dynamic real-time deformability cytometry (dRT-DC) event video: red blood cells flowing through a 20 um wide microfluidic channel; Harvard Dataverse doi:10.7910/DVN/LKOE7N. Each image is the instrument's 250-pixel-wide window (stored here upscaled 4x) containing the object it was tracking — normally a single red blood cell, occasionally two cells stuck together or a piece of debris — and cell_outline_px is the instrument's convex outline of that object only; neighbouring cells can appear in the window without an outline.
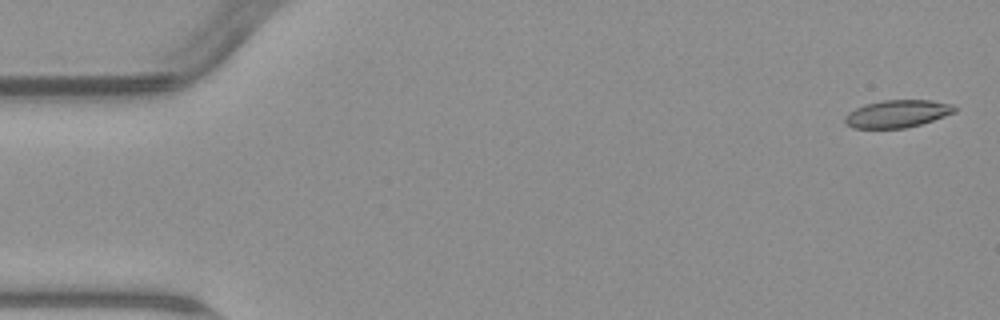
{"species": "common noctule bat (a hibernating species)", "species_latin": "Nyctalus noctula", "temperature_condition": "warm", "stored_images_in_passage": 6, "camera_frame_rate_fps": 3000, "um_per_image_px": 0.085, "animal": {"sex": "male", "body_mass_g": 23.1, "forearm_length_mm": 52.7}, "frame": {"image": 1, "passage_image": 1, "time_ms": 0.0, "image_size_px": [1000, 320], "cell_outline_px": [[960, 108], [956, 112], [920, 124], [904, 128], [852, 128], [844, 120], [844, 116], [848, 112], [864, 104], [884, 100], [932, 100], [952, 104]], "centroid_in_image_um": [76.29, 9.66], "position_along_channel_um": 8.7, "area_um2": 17.63}}
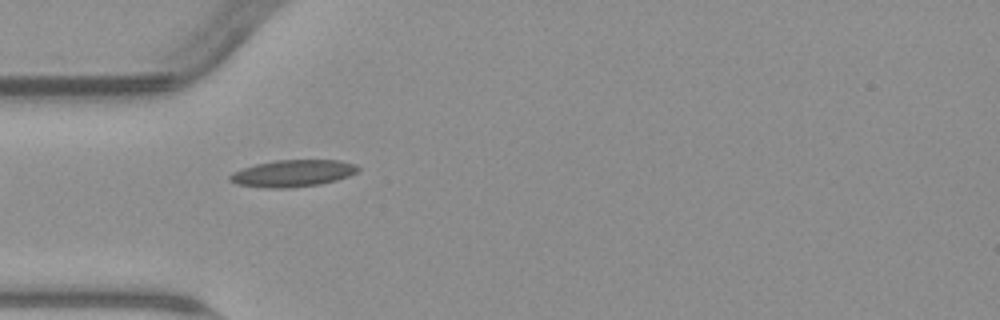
{"frame": {"image": 2, "passage_image": 5, "time_ms": 5.0, "image_size_px": [1000, 320], "cell_outline_px": [[360, 168], [356, 172], [348, 176], [336, 180], [320, 184], [292, 188], [264, 188], [236, 184], [228, 180], [228, 176], [232, 172], [256, 164], [276, 160], [340, 160], [356, 164]], "centroid_in_image_um": [24.87, 14.74], "position_along_channel_um": 60.1, "area_um2": 20.17}}
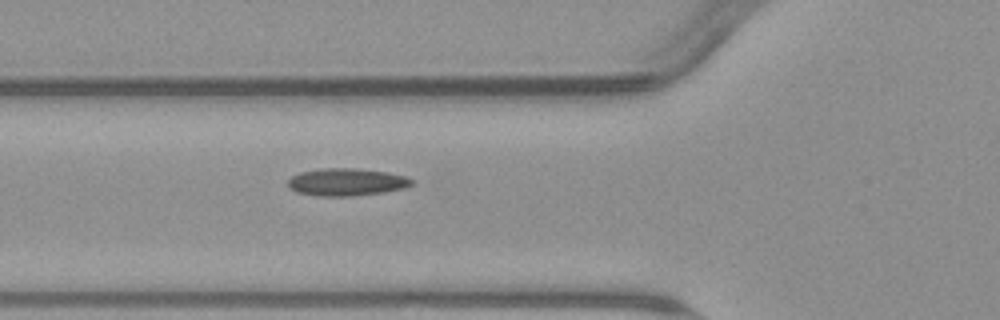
{"frame": {"image": 3, "passage_image": 6, "time_ms": 6.0, "image_size_px": [1000, 320], "cell_outline_px": [[416, 184], [404, 188], [384, 192], [352, 196], [320, 196], [296, 192], [288, 188], [288, 180], [292, 176], [300, 172], [324, 168], [356, 168], [388, 172], [404, 176], [416, 180]], "centroid_in_image_um": [29.49, 15.47], "position_along_channel_um": 96.3, "area_um2": 20.0}}